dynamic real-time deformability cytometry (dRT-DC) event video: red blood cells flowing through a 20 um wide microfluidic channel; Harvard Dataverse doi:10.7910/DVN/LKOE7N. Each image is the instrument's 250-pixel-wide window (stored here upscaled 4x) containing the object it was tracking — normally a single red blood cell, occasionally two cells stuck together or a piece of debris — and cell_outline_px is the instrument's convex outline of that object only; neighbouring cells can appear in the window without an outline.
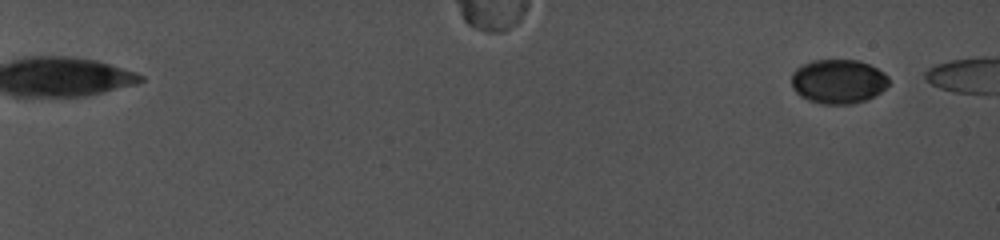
{"species": "common noctule bat (a hibernating species)", "species_latin": "Nyctalus noctula", "temperature_condition": "cold", "stored_images_in_passage": 5, "camera_frame_rate_fps": 5000, "um_per_image_px": 0.085, "animal": {"sex": "female", "body_mass_g": 19.0, "forearm_length_mm": 56.7}, "frame": {"image": 1, "passage_image": 2, "time_ms": 0.6, "image_size_px": [1000, 240], "cell_outline_px": [[888, 84], [880, 92], [864, 100], [852, 104], [820, 104], [808, 100], [800, 96], [792, 88], [792, 72], [796, 68], [804, 64], [816, 60], [860, 60], [884, 72], [888, 76]], "centroid_in_image_um": [71.23, 6.92], "position_along_channel_um": 13.8, "area_um2": 25.03}}